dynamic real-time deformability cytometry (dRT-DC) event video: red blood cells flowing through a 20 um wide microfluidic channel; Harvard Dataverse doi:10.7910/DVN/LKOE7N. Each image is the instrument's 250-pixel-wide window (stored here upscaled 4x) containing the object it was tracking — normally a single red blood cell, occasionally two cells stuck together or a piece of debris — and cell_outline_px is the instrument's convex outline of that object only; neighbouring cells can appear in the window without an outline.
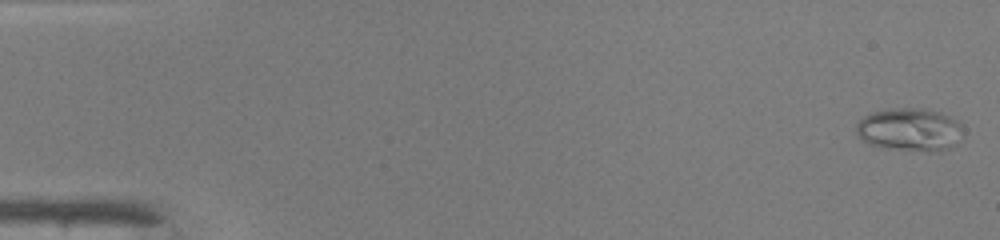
{"species": "common noctule bat (a hibernating species)", "species_latin": "Nyctalus noctula", "temperature_condition": "warm", "stored_images_in_passage": 48, "camera_frame_rate_fps": 3000, "um_per_image_px": 0.085, "animal": {"sex": "male", "body_mass_g": 19.0, "forearm_length_mm": 50.8}, "frame": {"image": 1, "passage_image": 1, "time_ms": 0.0, "image_size_px": [1000, 240], "cell_outline_px": [[964, 132], [956, 144], [948, 148], [928, 152], [880, 148], [864, 140], [856, 132], [856, 124], [864, 116], [872, 112], [896, 108], [920, 108], [936, 112], [948, 116], [964, 124]], "centroid_in_image_um": [77.35, 11.03], "position_along_channel_um": 7.6, "area_um2": 26.82}}
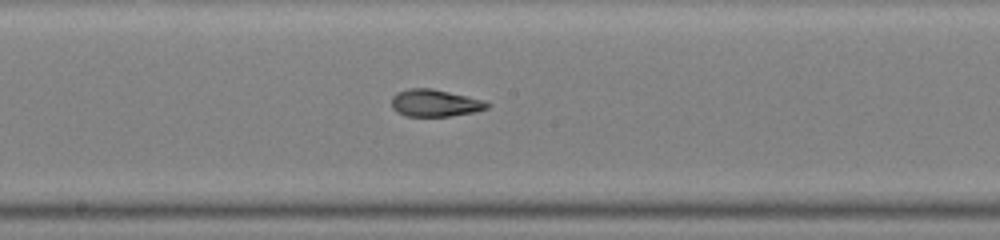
{"frame": {"image": 2, "passage_image": 26, "time_ms": 8.333, "image_size_px": [1000, 240], "cell_outline_px": [[488, 108], [472, 112], [452, 116], [404, 116], [396, 112], [392, 108], [392, 96], [396, 92], [408, 88], [432, 88], [484, 100], [488, 104]], "centroid_in_image_um": [36.91, 8.75], "position_along_channel_um": 211.3, "area_um2": 15.14}}
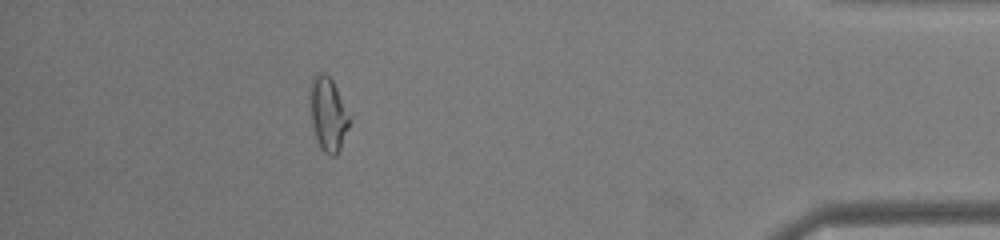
{"frame": {"image": 3, "passage_image": 43, "time_ms": 14.0, "image_size_px": [1000, 240], "cell_outline_px": [[348, 128], [340, 148], [336, 156], [332, 156], [324, 152], [316, 140], [312, 124], [308, 96], [312, 76], [316, 72], [324, 72], [332, 80], [336, 88], [348, 116]], "centroid_in_image_um": [27.82, 9.67], "position_along_channel_um": 407.4, "area_um2": 16.76}, "authors_computed_cell_mechanics": {"area_um2": 16.0395, "velocity_mm_per_s": 4.2701, "shape_relaxation_time_tau1_ms": 6.3728, "shape_relaxation_time_tau2_ms": 1.0056, "deformation_change_tau1": 0.2159, "deformation_change_tau2": 0.0647}}